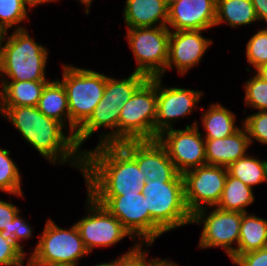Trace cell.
<instances>
[{
    "label": "cell",
    "mask_w": 267,
    "mask_h": 266,
    "mask_svg": "<svg viewBox=\"0 0 267 266\" xmlns=\"http://www.w3.org/2000/svg\"><path fill=\"white\" fill-rule=\"evenodd\" d=\"M142 193L151 215V244L171 230L191 225L192 215L186 207L183 179L146 181Z\"/></svg>",
    "instance_id": "3"
},
{
    "label": "cell",
    "mask_w": 267,
    "mask_h": 266,
    "mask_svg": "<svg viewBox=\"0 0 267 266\" xmlns=\"http://www.w3.org/2000/svg\"><path fill=\"white\" fill-rule=\"evenodd\" d=\"M217 0H178L169 5L170 31L206 30L215 27Z\"/></svg>",
    "instance_id": "17"
},
{
    "label": "cell",
    "mask_w": 267,
    "mask_h": 266,
    "mask_svg": "<svg viewBox=\"0 0 267 266\" xmlns=\"http://www.w3.org/2000/svg\"><path fill=\"white\" fill-rule=\"evenodd\" d=\"M252 5L259 22H265L267 26V0H252Z\"/></svg>",
    "instance_id": "39"
},
{
    "label": "cell",
    "mask_w": 267,
    "mask_h": 266,
    "mask_svg": "<svg viewBox=\"0 0 267 266\" xmlns=\"http://www.w3.org/2000/svg\"><path fill=\"white\" fill-rule=\"evenodd\" d=\"M30 7L36 8L37 6H41L47 3L59 2V0H24Z\"/></svg>",
    "instance_id": "41"
},
{
    "label": "cell",
    "mask_w": 267,
    "mask_h": 266,
    "mask_svg": "<svg viewBox=\"0 0 267 266\" xmlns=\"http://www.w3.org/2000/svg\"><path fill=\"white\" fill-rule=\"evenodd\" d=\"M152 246L153 244H134L126 253L117 256L115 266H153L158 257L148 259L150 252L148 248Z\"/></svg>",
    "instance_id": "34"
},
{
    "label": "cell",
    "mask_w": 267,
    "mask_h": 266,
    "mask_svg": "<svg viewBox=\"0 0 267 266\" xmlns=\"http://www.w3.org/2000/svg\"><path fill=\"white\" fill-rule=\"evenodd\" d=\"M232 264L236 266H267V246L239 255Z\"/></svg>",
    "instance_id": "38"
},
{
    "label": "cell",
    "mask_w": 267,
    "mask_h": 266,
    "mask_svg": "<svg viewBox=\"0 0 267 266\" xmlns=\"http://www.w3.org/2000/svg\"><path fill=\"white\" fill-rule=\"evenodd\" d=\"M11 151L0 147V192L16 198H25L22 188V174L11 157Z\"/></svg>",
    "instance_id": "29"
},
{
    "label": "cell",
    "mask_w": 267,
    "mask_h": 266,
    "mask_svg": "<svg viewBox=\"0 0 267 266\" xmlns=\"http://www.w3.org/2000/svg\"><path fill=\"white\" fill-rule=\"evenodd\" d=\"M192 122L183 129H167L157 138L180 174L206 165L205 139L200 133L201 126L197 119Z\"/></svg>",
    "instance_id": "11"
},
{
    "label": "cell",
    "mask_w": 267,
    "mask_h": 266,
    "mask_svg": "<svg viewBox=\"0 0 267 266\" xmlns=\"http://www.w3.org/2000/svg\"><path fill=\"white\" fill-rule=\"evenodd\" d=\"M227 172L253 189L254 186L267 182V158L260 160L248 153L230 164Z\"/></svg>",
    "instance_id": "27"
},
{
    "label": "cell",
    "mask_w": 267,
    "mask_h": 266,
    "mask_svg": "<svg viewBox=\"0 0 267 266\" xmlns=\"http://www.w3.org/2000/svg\"><path fill=\"white\" fill-rule=\"evenodd\" d=\"M48 81H0V107L37 106Z\"/></svg>",
    "instance_id": "22"
},
{
    "label": "cell",
    "mask_w": 267,
    "mask_h": 266,
    "mask_svg": "<svg viewBox=\"0 0 267 266\" xmlns=\"http://www.w3.org/2000/svg\"><path fill=\"white\" fill-rule=\"evenodd\" d=\"M32 10L24 0H0V24L9 31L26 29L23 23L31 21L28 15Z\"/></svg>",
    "instance_id": "30"
},
{
    "label": "cell",
    "mask_w": 267,
    "mask_h": 266,
    "mask_svg": "<svg viewBox=\"0 0 267 266\" xmlns=\"http://www.w3.org/2000/svg\"><path fill=\"white\" fill-rule=\"evenodd\" d=\"M37 107L45 116L60 122L70 132L67 93L60 79L56 77L46 83Z\"/></svg>",
    "instance_id": "23"
},
{
    "label": "cell",
    "mask_w": 267,
    "mask_h": 266,
    "mask_svg": "<svg viewBox=\"0 0 267 266\" xmlns=\"http://www.w3.org/2000/svg\"><path fill=\"white\" fill-rule=\"evenodd\" d=\"M82 177L89 195L142 193L146 183L137 162L119 144L85 149Z\"/></svg>",
    "instance_id": "2"
},
{
    "label": "cell",
    "mask_w": 267,
    "mask_h": 266,
    "mask_svg": "<svg viewBox=\"0 0 267 266\" xmlns=\"http://www.w3.org/2000/svg\"><path fill=\"white\" fill-rule=\"evenodd\" d=\"M258 76H260L263 80L267 81V63L260 66L258 69L254 71Z\"/></svg>",
    "instance_id": "43"
},
{
    "label": "cell",
    "mask_w": 267,
    "mask_h": 266,
    "mask_svg": "<svg viewBox=\"0 0 267 266\" xmlns=\"http://www.w3.org/2000/svg\"><path fill=\"white\" fill-rule=\"evenodd\" d=\"M243 86L244 105L256 111H267V81L254 72Z\"/></svg>",
    "instance_id": "31"
},
{
    "label": "cell",
    "mask_w": 267,
    "mask_h": 266,
    "mask_svg": "<svg viewBox=\"0 0 267 266\" xmlns=\"http://www.w3.org/2000/svg\"><path fill=\"white\" fill-rule=\"evenodd\" d=\"M26 266H72V265L59 264V263H52V264H45V263H27Z\"/></svg>",
    "instance_id": "45"
},
{
    "label": "cell",
    "mask_w": 267,
    "mask_h": 266,
    "mask_svg": "<svg viewBox=\"0 0 267 266\" xmlns=\"http://www.w3.org/2000/svg\"><path fill=\"white\" fill-rule=\"evenodd\" d=\"M127 44L135 59V73L148 79L166 73L170 29L167 26L125 28Z\"/></svg>",
    "instance_id": "8"
},
{
    "label": "cell",
    "mask_w": 267,
    "mask_h": 266,
    "mask_svg": "<svg viewBox=\"0 0 267 266\" xmlns=\"http://www.w3.org/2000/svg\"><path fill=\"white\" fill-rule=\"evenodd\" d=\"M26 255L15 242L5 240L0 234V266H26Z\"/></svg>",
    "instance_id": "35"
},
{
    "label": "cell",
    "mask_w": 267,
    "mask_h": 266,
    "mask_svg": "<svg viewBox=\"0 0 267 266\" xmlns=\"http://www.w3.org/2000/svg\"><path fill=\"white\" fill-rule=\"evenodd\" d=\"M254 193L251 187L227 174L223 192L215 207L224 211L248 212L246 208L255 201Z\"/></svg>",
    "instance_id": "26"
},
{
    "label": "cell",
    "mask_w": 267,
    "mask_h": 266,
    "mask_svg": "<svg viewBox=\"0 0 267 266\" xmlns=\"http://www.w3.org/2000/svg\"><path fill=\"white\" fill-rule=\"evenodd\" d=\"M201 113V126L203 127L201 135L204 139H221L235 133L240 126L236 123V114L234 111L226 108L219 102L212 103Z\"/></svg>",
    "instance_id": "21"
},
{
    "label": "cell",
    "mask_w": 267,
    "mask_h": 266,
    "mask_svg": "<svg viewBox=\"0 0 267 266\" xmlns=\"http://www.w3.org/2000/svg\"><path fill=\"white\" fill-rule=\"evenodd\" d=\"M206 30L171 31L169 38L168 61L166 72L176 70L185 76L192 68L198 66L213 40L203 36Z\"/></svg>",
    "instance_id": "15"
},
{
    "label": "cell",
    "mask_w": 267,
    "mask_h": 266,
    "mask_svg": "<svg viewBox=\"0 0 267 266\" xmlns=\"http://www.w3.org/2000/svg\"><path fill=\"white\" fill-rule=\"evenodd\" d=\"M90 196L116 217L139 244H151V215L143 193Z\"/></svg>",
    "instance_id": "12"
},
{
    "label": "cell",
    "mask_w": 267,
    "mask_h": 266,
    "mask_svg": "<svg viewBox=\"0 0 267 266\" xmlns=\"http://www.w3.org/2000/svg\"><path fill=\"white\" fill-rule=\"evenodd\" d=\"M168 8L165 0H126L122 10L125 27L167 26Z\"/></svg>",
    "instance_id": "20"
},
{
    "label": "cell",
    "mask_w": 267,
    "mask_h": 266,
    "mask_svg": "<svg viewBox=\"0 0 267 266\" xmlns=\"http://www.w3.org/2000/svg\"><path fill=\"white\" fill-rule=\"evenodd\" d=\"M0 117L11 123L24 141L50 164L67 163L82 175L84 152L60 122L45 116L37 106L0 107Z\"/></svg>",
    "instance_id": "1"
},
{
    "label": "cell",
    "mask_w": 267,
    "mask_h": 266,
    "mask_svg": "<svg viewBox=\"0 0 267 266\" xmlns=\"http://www.w3.org/2000/svg\"><path fill=\"white\" fill-rule=\"evenodd\" d=\"M153 266H179L175 261L168 258H158Z\"/></svg>",
    "instance_id": "42"
},
{
    "label": "cell",
    "mask_w": 267,
    "mask_h": 266,
    "mask_svg": "<svg viewBox=\"0 0 267 266\" xmlns=\"http://www.w3.org/2000/svg\"><path fill=\"white\" fill-rule=\"evenodd\" d=\"M242 126L233 134L221 139H205L206 164L228 167L244 157L251 147L246 128Z\"/></svg>",
    "instance_id": "19"
},
{
    "label": "cell",
    "mask_w": 267,
    "mask_h": 266,
    "mask_svg": "<svg viewBox=\"0 0 267 266\" xmlns=\"http://www.w3.org/2000/svg\"><path fill=\"white\" fill-rule=\"evenodd\" d=\"M78 1V3H80V5H82L85 9V15H89L90 14V7L92 5V3L94 2V0H76Z\"/></svg>",
    "instance_id": "44"
},
{
    "label": "cell",
    "mask_w": 267,
    "mask_h": 266,
    "mask_svg": "<svg viewBox=\"0 0 267 266\" xmlns=\"http://www.w3.org/2000/svg\"><path fill=\"white\" fill-rule=\"evenodd\" d=\"M245 56L247 63L253 66L254 72L260 66L267 63V26L259 28L246 43Z\"/></svg>",
    "instance_id": "32"
},
{
    "label": "cell",
    "mask_w": 267,
    "mask_h": 266,
    "mask_svg": "<svg viewBox=\"0 0 267 266\" xmlns=\"http://www.w3.org/2000/svg\"><path fill=\"white\" fill-rule=\"evenodd\" d=\"M227 174L226 167L208 164L182 174L185 203L191 215L199 209L218 204Z\"/></svg>",
    "instance_id": "13"
},
{
    "label": "cell",
    "mask_w": 267,
    "mask_h": 266,
    "mask_svg": "<svg viewBox=\"0 0 267 266\" xmlns=\"http://www.w3.org/2000/svg\"><path fill=\"white\" fill-rule=\"evenodd\" d=\"M85 215L75 221L83 244L89 254L96 248H106L117 245L128 237L133 244H139L103 205L92 196L86 194Z\"/></svg>",
    "instance_id": "9"
},
{
    "label": "cell",
    "mask_w": 267,
    "mask_h": 266,
    "mask_svg": "<svg viewBox=\"0 0 267 266\" xmlns=\"http://www.w3.org/2000/svg\"><path fill=\"white\" fill-rule=\"evenodd\" d=\"M107 75L98 71L62 65L61 83L67 93L70 113V133L77 130L89 119L103 97Z\"/></svg>",
    "instance_id": "5"
},
{
    "label": "cell",
    "mask_w": 267,
    "mask_h": 266,
    "mask_svg": "<svg viewBox=\"0 0 267 266\" xmlns=\"http://www.w3.org/2000/svg\"><path fill=\"white\" fill-rule=\"evenodd\" d=\"M21 211L11 221L10 232L14 235V242L24 251V241L33 237V227L26 218H23ZM22 243V244H21Z\"/></svg>",
    "instance_id": "37"
},
{
    "label": "cell",
    "mask_w": 267,
    "mask_h": 266,
    "mask_svg": "<svg viewBox=\"0 0 267 266\" xmlns=\"http://www.w3.org/2000/svg\"><path fill=\"white\" fill-rule=\"evenodd\" d=\"M30 35L27 28L8 34L0 60V81H49V50Z\"/></svg>",
    "instance_id": "4"
},
{
    "label": "cell",
    "mask_w": 267,
    "mask_h": 266,
    "mask_svg": "<svg viewBox=\"0 0 267 266\" xmlns=\"http://www.w3.org/2000/svg\"><path fill=\"white\" fill-rule=\"evenodd\" d=\"M157 77L147 79L124 103L119 117V143L155 140Z\"/></svg>",
    "instance_id": "7"
},
{
    "label": "cell",
    "mask_w": 267,
    "mask_h": 266,
    "mask_svg": "<svg viewBox=\"0 0 267 266\" xmlns=\"http://www.w3.org/2000/svg\"><path fill=\"white\" fill-rule=\"evenodd\" d=\"M119 145L137 162L146 181L183 179L158 140L125 141Z\"/></svg>",
    "instance_id": "16"
},
{
    "label": "cell",
    "mask_w": 267,
    "mask_h": 266,
    "mask_svg": "<svg viewBox=\"0 0 267 266\" xmlns=\"http://www.w3.org/2000/svg\"><path fill=\"white\" fill-rule=\"evenodd\" d=\"M162 84L163 78L157 77L155 140L163 131L174 128L177 120L194 114L204 94L201 89L167 87Z\"/></svg>",
    "instance_id": "14"
},
{
    "label": "cell",
    "mask_w": 267,
    "mask_h": 266,
    "mask_svg": "<svg viewBox=\"0 0 267 266\" xmlns=\"http://www.w3.org/2000/svg\"><path fill=\"white\" fill-rule=\"evenodd\" d=\"M208 208L211 210L208 211ZM242 214L217 207L197 210L192 214L191 223L202 226L197 248L202 250L220 247L230 258L238 247Z\"/></svg>",
    "instance_id": "10"
},
{
    "label": "cell",
    "mask_w": 267,
    "mask_h": 266,
    "mask_svg": "<svg viewBox=\"0 0 267 266\" xmlns=\"http://www.w3.org/2000/svg\"><path fill=\"white\" fill-rule=\"evenodd\" d=\"M148 78L140 73L132 72L125 78H114L107 76L104 94L100 102H111L117 104L119 109L122 108L135 91L147 80Z\"/></svg>",
    "instance_id": "28"
},
{
    "label": "cell",
    "mask_w": 267,
    "mask_h": 266,
    "mask_svg": "<svg viewBox=\"0 0 267 266\" xmlns=\"http://www.w3.org/2000/svg\"><path fill=\"white\" fill-rule=\"evenodd\" d=\"M38 242L29 251L27 263H59L78 266L79 261L89 257L78 228L72 226L62 228L51 218H47Z\"/></svg>",
    "instance_id": "6"
},
{
    "label": "cell",
    "mask_w": 267,
    "mask_h": 266,
    "mask_svg": "<svg viewBox=\"0 0 267 266\" xmlns=\"http://www.w3.org/2000/svg\"><path fill=\"white\" fill-rule=\"evenodd\" d=\"M12 202L0 198V234L5 240L14 242V235L10 232L11 221L21 209Z\"/></svg>",
    "instance_id": "36"
},
{
    "label": "cell",
    "mask_w": 267,
    "mask_h": 266,
    "mask_svg": "<svg viewBox=\"0 0 267 266\" xmlns=\"http://www.w3.org/2000/svg\"><path fill=\"white\" fill-rule=\"evenodd\" d=\"M241 123L247 130L251 146L254 141L267 146V111L248 114Z\"/></svg>",
    "instance_id": "33"
},
{
    "label": "cell",
    "mask_w": 267,
    "mask_h": 266,
    "mask_svg": "<svg viewBox=\"0 0 267 266\" xmlns=\"http://www.w3.org/2000/svg\"><path fill=\"white\" fill-rule=\"evenodd\" d=\"M178 0H165V2L167 3V5L169 6L170 4L176 2Z\"/></svg>",
    "instance_id": "47"
},
{
    "label": "cell",
    "mask_w": 267,
    "mask_h": 266,
    "mask_svg": "<svg viewBox=\"0 0 267 266\" xmlns=\"http://www.w3.org/2000/svg\"><path fill=\"white\" fill-rule=\"evenodd\" d=\"M259 22L252 0H217L215 27L227 24L235 29Z\"/></svg>",
    "instance_id": "25"
},
{
    "label": "cell",
    "mask_w": 267,
    "mask_h": 266,
    "mask_svg": "<svg viewBox=\"0 0 267 266\" xmlns=\"http://www.w3.org/2000/svg\"><path fill=\"white\" fill-rule=\"evenodd\" d=\"M94 266H115V259L114 260L111 259V261L109 262L106 261V262L98 263Z\"/></svg>",
    "instance_id": "46"
},
{
    "label": "cell",
    "mask_w": 267,
    "mask_h": 266,
    "mask_svg": "<svg viewBox=\"0 0 267 266\" xmlns=\"http://www.w3.org/2000/svg\"><path fill=\"white\" fill-rule=\"evenodd\" d=\"M9 30L0 24V60L2 58L3 49L5 46L6 39L8 37Z\"/></svg>",
    "instance_id": "40"
},
{
    "label": "cell",
    "mask_w": 267,
    "mask_h": 266,
    "mask_svg": "<svg viewBox=\"0 0 267 266\" xmlns=\"http://www.w3.org/2000/svg\"><path fill=\"white\" fill-rule=\"evenodd\" d=\"M267 246V219L256 214H242L240 237L236 252L230 257L233 262L239 255L257 251Z\"/></svg>",
    "instance_id": "24"
},
{
    "label": "cell",
    "mask_w": 267,
    "mask_h": 266,
    "mask_svg": "<svg viewBox=\"0 0 267 266\" xmlns=\"http://www.w3.org/2000/svg\"><path fill=\"white\" fill-rule=\"evenodd\" d=\"M120 113L117 104L99 102L89 119L77 130L74 136L76 145L84 152L82 145L97 132L99 139L96 145L119 144Z\"/></svg>",
    "instance_id": "18"
}]
</instances>
